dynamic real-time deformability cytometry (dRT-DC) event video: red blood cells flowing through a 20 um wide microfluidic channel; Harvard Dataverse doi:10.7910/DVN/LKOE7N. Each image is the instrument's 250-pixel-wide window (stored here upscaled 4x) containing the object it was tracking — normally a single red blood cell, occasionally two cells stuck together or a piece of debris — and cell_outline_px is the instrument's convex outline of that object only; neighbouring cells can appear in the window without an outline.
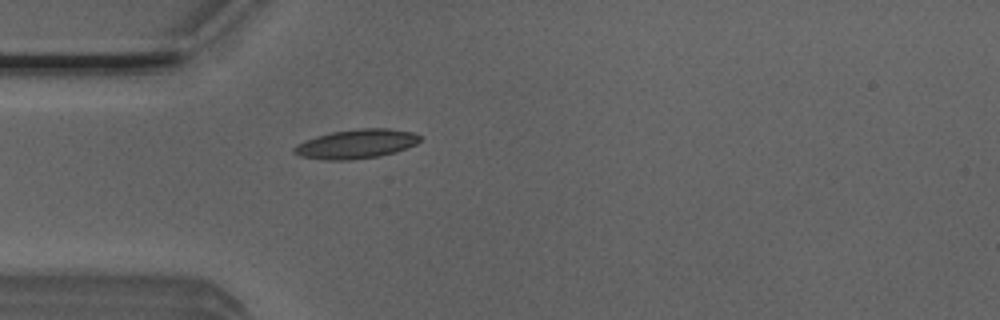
{"species": "Egyptian fruit bat (a non-hibernating species)", "species_latin": "Rousettus aegyptiacus", "temperature_condition": "room temperature", "stored_images_in_passage": 2, "camera_frame_rate_fps": 3000, "um_per_image_px": 0.085, "animal": {"sex": "male"}, "frame": {"image": 1, "passage_image": 2, "time_ms": 0.333, "image_size_px": [1000, 320], "cell_outline_px": [[420, 140], [416, 144], [396, 152], [376, 156], [352, 160], [328, 160], [300, 156], [292, 152], [292, 148], [296, 144], [304, 140], [316, 136], [332, 132], [360, 128], [388, 128], [412, 132], [420, 136]], "centroid_in_image_um": [30.25, 12.23], "position_along_channel_um": 54.8, "area_um2": 21.39}}